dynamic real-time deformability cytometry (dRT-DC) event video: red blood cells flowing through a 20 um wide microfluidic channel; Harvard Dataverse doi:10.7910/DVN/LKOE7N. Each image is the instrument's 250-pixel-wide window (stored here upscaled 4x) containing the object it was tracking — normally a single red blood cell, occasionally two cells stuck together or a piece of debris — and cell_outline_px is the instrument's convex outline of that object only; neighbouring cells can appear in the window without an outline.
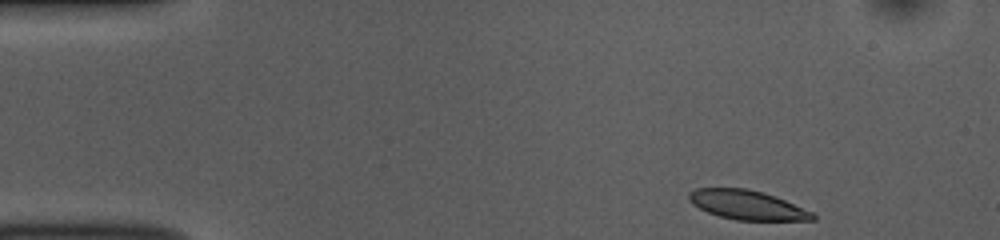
{"species": "common noctule bat (a hibernating species)", "species_latin": "Nyctalus noctula", "temperature_condition": "room temperature", "stored_images_in_passage": 48, "camera_frame_rate_fps": 3000, "um_per_image_px": 0.085, "animal": {"sex": "female", "body_mass_g": 10.0, "forearm_length_mm": 53.1}, "frame": {"image": 1, "passage_image": 1, "time_ms": 0.0, "image_size_px": [1000, 240], "cell_outline_px": [[816, 220], [736, 220], [720, 216], [708, 212], [692, 204], [688, 200], [688, 192], [696, 188], [748, 188], [764, 192], [776, 196], [812, 212], [816, 216]], "centroid_in_image_um": [63.49, 17.41], "position_along_channel_um": 21.5, "area_um2": 21.15}}
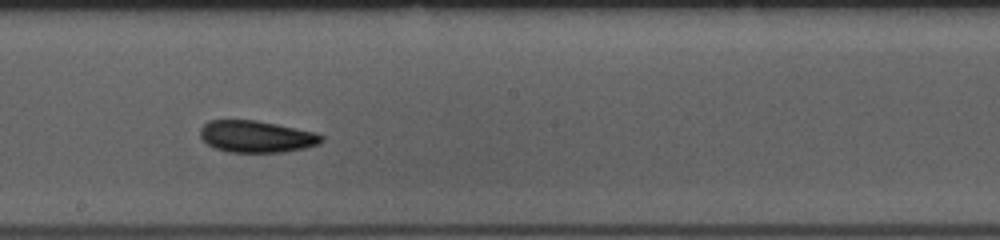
{"frame": {"image": 2, "passage_image": 24, "time_ms": 7.667, "image_size_px": [1000, 240], "cell_outline_px": [[324, 140], [320, 144], [304, 148], [284, 152], [228, 152], [216, 148], [208, 144], [200, 136], [200, 128], [208, 120], [256, 120], [316, 132], [324, 136]], "centroid_in_image_um": [21.82, 11.6], "position_along_channel_um": 226.4, "area_um2": 22.54}}
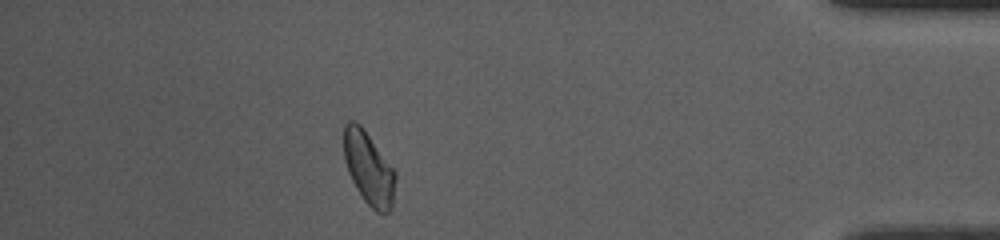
{"frame": {"image": 3, "passage_image": 42, "time_ms": 13.667, "image_size_px": [1000, 240], "cell_outline_px": [[396, 180], [392, 208], [388, 212], [376, 212], [364, 200], [356, 188], [348, 172], [344, 160], [344, 124], [348, 120], [352, 120], [360, 124], [396, 172]], "centroid_in_image_um": [31.34, 14.3], "position_along_channel_um": 403.9, "area_um2": 21.79}, "authors_computed_cell_mechanics": {"area_um2": 22.4264, "velocity_mm_per_s": 3.702, "shape_relaxation_time_tau1_ms": 4.4864, "shape_relaxation_time_tau2_ms": 5.6325, "deformation_change_tau1": 0.103, "deformation_change_tau2": 0.0957}}